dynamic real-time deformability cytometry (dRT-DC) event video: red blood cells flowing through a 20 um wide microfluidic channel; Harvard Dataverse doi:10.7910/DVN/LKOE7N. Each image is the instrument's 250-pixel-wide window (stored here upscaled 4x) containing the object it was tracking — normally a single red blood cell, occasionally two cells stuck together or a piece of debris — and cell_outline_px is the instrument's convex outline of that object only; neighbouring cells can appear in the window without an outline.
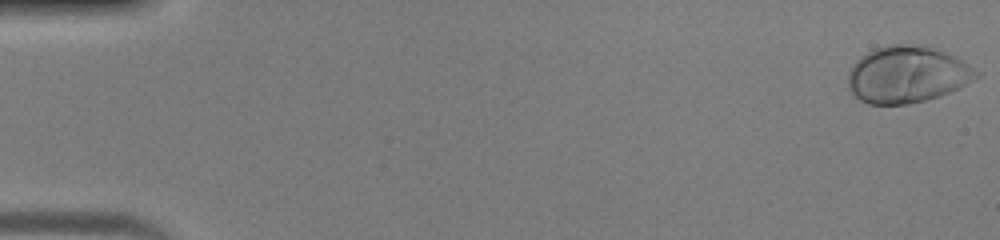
{"species": "human", "species_latin": "Homo sapiens", "temperature_condition": "warm", "stored_images_in_passage": 46, "camera_frame_rate_fps": 3000, "um_per_image_px": 0.085, "donor": {"sex": "male"}, "frame": {"image": 1, "passage_image": 1, "time_ms": 0.0, "image_size_px": [1000, 240], "cell_outline_px": [[980, 76], [948, 92], [924, 100], [908, 104], [868, 104], [860, 100], [848, 88], [848, 72], [852, 64], [860, 56], [876, 48], [888, 44], [932, 44], [968, 64], [980, 72]], "centroid_in_image_um": [77.09, 6.29], "position_along_channel_um": 7.9, "area_um2": 42.6}}
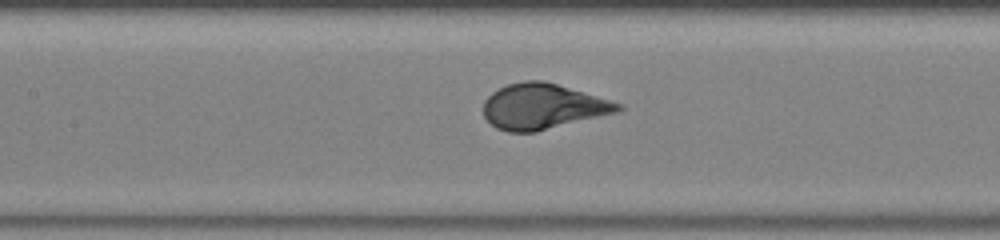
{"frame": {"image": 2, "passage_image": 22, "time_ms": 7.0, "image_size_px": [1000, 240], "cell_outline_px": [[624, 108], [620, 112], [536, 132], [508, 132], [496, 128], [484, 116], [484, 100], [492, 92], [508, 84], [524, 80], [544, 80], [624, 104]], "centroid_in_image_um": [46.17, 9.05], "position_along_channel_um": 161.2, "area_um2": 35.84}}
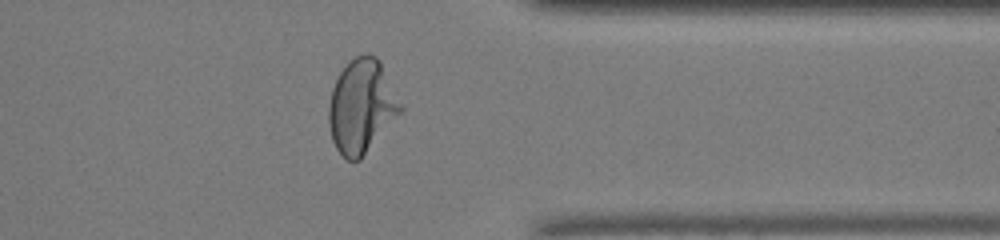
{"frame": {"image": 3, "passage_image": 37, "time_ms": 12.0, "image_size_px": [1000, 240], "cell_outline_px": [[404, 108], [360, 160], [348, 160], [336, 148], [332, 140], [328, 120], [328, 104], [332, 88], [340, 72], [348, 60], [364, 52], [368, 52], [376, 56], [380, 60], [404, 104]], "centroid_in_image_um": [30.75, 8.98], "position_along_channel_um": 380.6, "area_um2": 39.54}}